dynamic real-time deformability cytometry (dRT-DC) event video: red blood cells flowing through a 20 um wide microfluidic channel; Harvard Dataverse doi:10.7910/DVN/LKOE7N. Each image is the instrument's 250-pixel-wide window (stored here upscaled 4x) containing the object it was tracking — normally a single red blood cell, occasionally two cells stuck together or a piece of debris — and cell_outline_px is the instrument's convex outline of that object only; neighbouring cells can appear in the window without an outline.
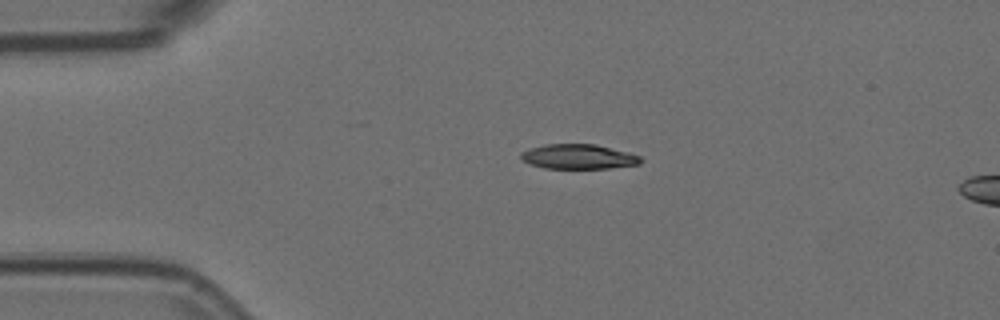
{"species": "Egyptian fruit bat (a non-hibernating species)", "species_latin": "Rousettus aegyptiacus", "temperature_condition": "room temperature", "stored_images_in_passage": 3, "camera_frame_rate_fps": 3000, "um_per_image_px": 0.085, "animal": {"sex": "female"}, "frame": {"image": 1, "passage_image": 2, "time_ms": 0.333, "image_size_px": [1000, 320], "cell_outline_px": [[644, 160], [640, 164], [608, 168], [544, 168], [528, 164], [520, 156], [520, 152], [528, 148], [544, 144], [596, 144], [628, 152], [640, 156]], "centroid_in_image_um": [49.15, 13.31], "position_along_channel_um": 35.8, "area_um2": 17.4}}